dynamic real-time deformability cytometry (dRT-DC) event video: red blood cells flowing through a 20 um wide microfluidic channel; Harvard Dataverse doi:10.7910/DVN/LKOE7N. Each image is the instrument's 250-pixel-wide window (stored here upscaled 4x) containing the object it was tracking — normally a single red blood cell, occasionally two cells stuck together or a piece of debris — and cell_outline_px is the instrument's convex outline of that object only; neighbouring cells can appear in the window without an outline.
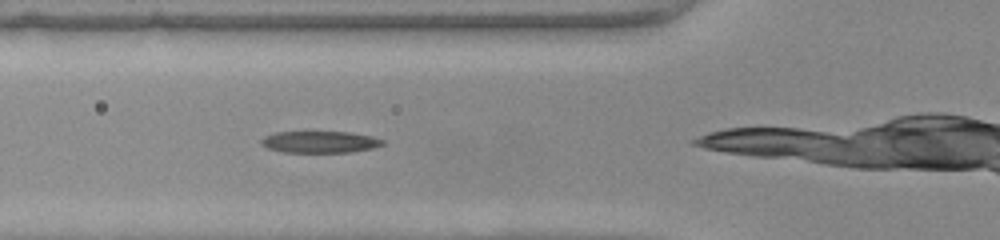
{"species": "common noctule bat (a hibernating species)", "species_latin": "Nyctalus noctula", "temperature_condition": "warm", "stored_images_in_passage": 18, "camera_frame_rate_fps": 3000, "um_per_image_px": 0.085, "animal": {"sex": "female", "body_mass_g": 22.0, "forearm_length_mm": 56.7}, "frame": {"image": 1, "passage_image": 6, "time_ms": 1.667, "image_size_px": [1000, 240], "cell_outline_px": [[384, 144], [372, 148], [352, 152], [284, 152], [268, 148], [260, 144], [260, 140], [264, 136], [276, 132], [348, 132], [372, 136], [384, 140]], "centroid_in_image_um": [27.18, 12.06], "position_along_channel_um": 98.6, "area_um2": 15.32}}
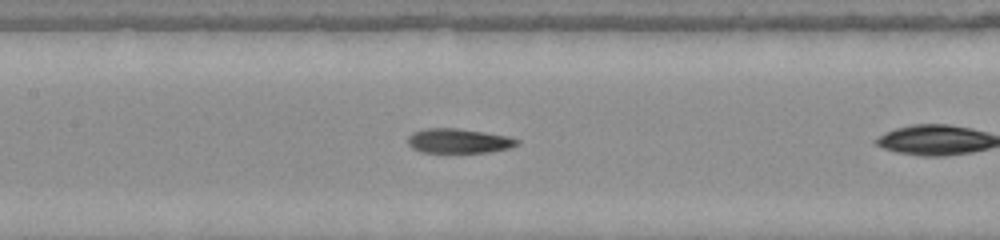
{"frame": {"image": 2, "passage_image": 11, "time_ms": 3.333, "image_size_px": [1000, 240], "cell_outline_px": [[520, 144], [512, 148], [488, 152], [420, 152], [412, 148], [408, 144], [408, 136], [412, 132], [424, 128], [456, 128], [484, 132], [508, 136], [520, 140]], "centroid_in_image_um": [39.0, 11.97], "position_along_channel_um": 168.4, "area_um2": 15.78}}
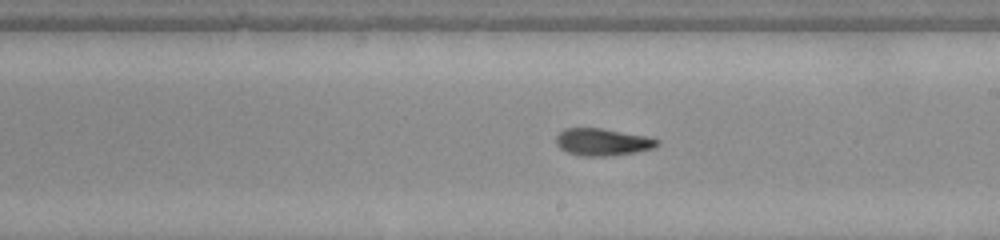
{"frame": {"image": 3, "passage_image": 16, "time_ms": 5.0, "image_size_px": [1000, 240], "cell_outline_px": [[660, 144], [656, 148], [636, 152], [608, 156], [580, 156], [568, 152], [560, 148], [556, 144], [556, 136], [564, 128], [600, 128], [648, 136], [660, 140]], "centroid_in_image_um": [51.25, 12.07], "position_along_channel_um": 237.8, "area_um2": 16.18}}